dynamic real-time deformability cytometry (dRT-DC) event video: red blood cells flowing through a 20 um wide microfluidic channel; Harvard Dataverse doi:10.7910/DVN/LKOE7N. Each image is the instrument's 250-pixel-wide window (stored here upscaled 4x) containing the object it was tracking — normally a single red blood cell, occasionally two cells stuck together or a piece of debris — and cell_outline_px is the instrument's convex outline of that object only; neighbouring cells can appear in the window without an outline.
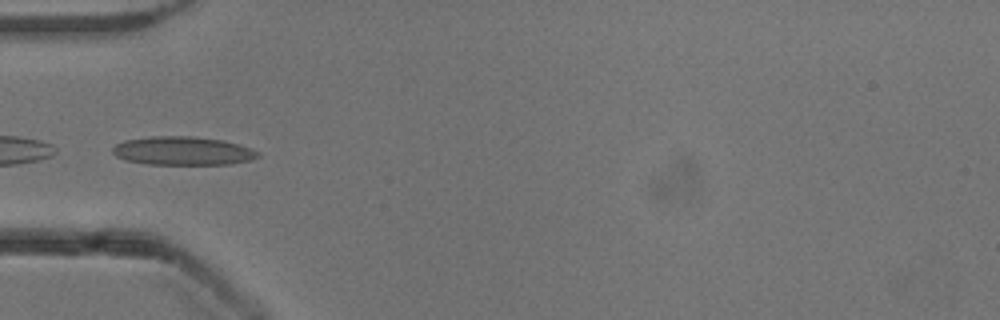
{"species": "common noctule bat (a hibernating species)", "species_latin": "Nyctalus noctula", "temperature_condition": "cold", "stored_images_in_passage": 16, "camera_frame_rate_fps": 3000, "um_per_image_px": 0.085, "animal": {"sex": "male", "body_mass_g": 13.3}, "frame": {"image": 1, "passage_image": 1, "time_ms": 0.0, "image_size_px": [1000, 320], "cell_outline_px": [[260, 156], [248, 160], [232, 164], [148, 164], [124, 160], [116, 156], [112, 152], [112, 148], [116, 144], [124, 140], [152, 136], [192, 136], [224, 140], [252, 148], [260, 152]], "centroid_in_image_um": [15.54, 12.82], "position_along_channel_um": 69.5, "area_um2": 24.28}}
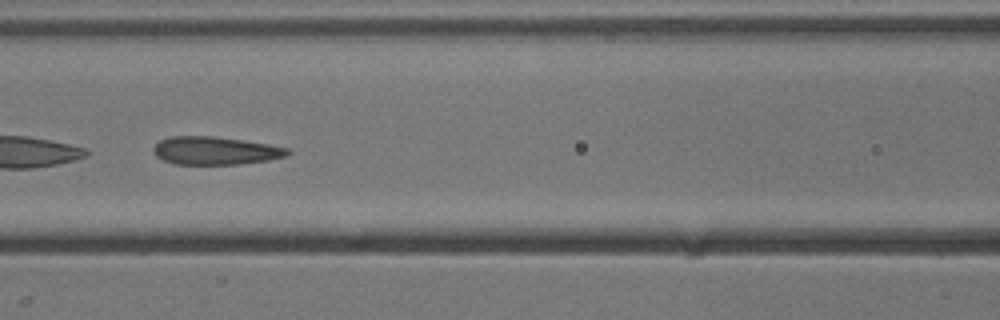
{"frame": {"image": 2, "passage_image": 7, "time_ms": 2.0, "image_size_px": [1000, 320], "cell_outline_px": [[292, 152], [288, 156], [268, 160], [236, 164], [172, 164], [156, 156], [152, 152], [152, 148], [160, 140], [168, 136], [212, 136], [244, 140], [268, 144], [288, 148]], "centroid_in_image_um": [18.29, 12.8], "position_along_channel_um": 148.3, "area_um2": 22.02}}
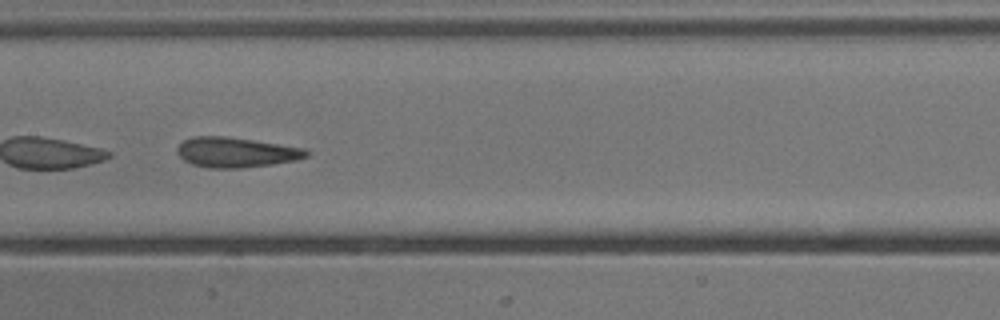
{"frame": {"image": 3, "passage_image": 10, "time_ms": 3.0, "image_size_px": [1000, 320], "cell_outline_px": [[308, 156], [296, 160], [272, 164], [240, 168], [208, 168], [192, 164], [184, 160], [176, 152], [176, 148], [184, 140], [192, 136], [228, 136], [304, 148], [308, 152]], "centroid_in_image_um": [20.02, 12.94], "position_along_channel_um": 187.4, "area_um2": 22.6}}